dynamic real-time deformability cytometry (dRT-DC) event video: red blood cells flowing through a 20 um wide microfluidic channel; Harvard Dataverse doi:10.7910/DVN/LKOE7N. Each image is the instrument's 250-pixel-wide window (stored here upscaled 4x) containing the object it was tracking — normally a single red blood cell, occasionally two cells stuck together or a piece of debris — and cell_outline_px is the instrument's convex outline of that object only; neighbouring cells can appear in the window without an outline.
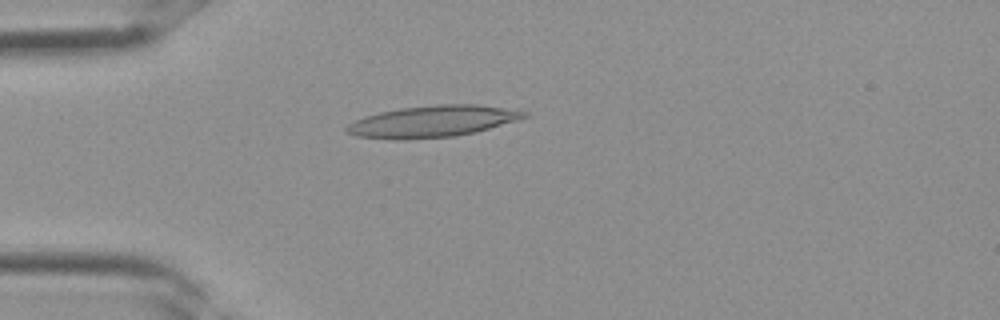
{"species": "Egyptian fruit bat (a non-hibernating species)", "species_latin": "Rousettus aegyptiacus", "temperature_condition": "room temperature", "stored_images_in_passage": 3, "camera_frame_rate_fps": 3000, "um_per_image_px": 0.085, "frame": {"image": 1, "passage_image": 3, "time_ms": 0.667, "image_size_px": [1000, 320], "cell_outline_px": [[528, 116], [516, 120], [476, 132], [456, 136], [408, 140], [396, 140], [356, 136], [344, 132], [344, 128], [348, 124], [364, 116], [380, 112], [400, 108], [436, 104], [476, 104], [528, 112]], "centroid_in_image_um": [36.69, 10.33], "position_along_channel_um": 48.3, "area_um2": 32.71}}